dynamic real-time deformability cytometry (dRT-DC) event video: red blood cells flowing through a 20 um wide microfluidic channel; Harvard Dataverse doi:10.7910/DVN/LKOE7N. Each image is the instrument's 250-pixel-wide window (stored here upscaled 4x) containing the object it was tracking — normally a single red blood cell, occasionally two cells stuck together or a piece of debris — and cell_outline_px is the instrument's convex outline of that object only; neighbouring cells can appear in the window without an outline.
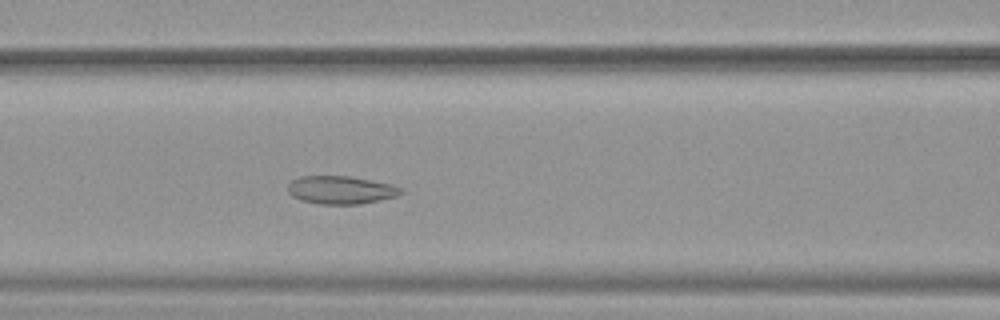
{"species": "common noctule bat (a hibernating species)", "species_latin": "Nyctalus noctula", "temperature_condition": "warm", "stored_images_in_passage": 44, "camera_frame_rate_fps": 3000, "um_per_image_px": 0.085, "animal": {"sex": "female", "body_mass_g": 19.9}, "frame": {"image": 1, "passage_image": 20, "time_ms": 6.333, "image_size_px": [1000, 320], "cell_outline_px": [[404, 192], [396, 196], [380, 200], [360, 204], [320, 204], [300, 200], [292, 196], [288, 192], [288, 184], [292, 180], [300, 176], [348, 176], [392, 184], [404, 188]], "centroid_in_image_um": [28.98, 16.15], "position_along_channel_um": 137.6, "area_um2": 18.55}}
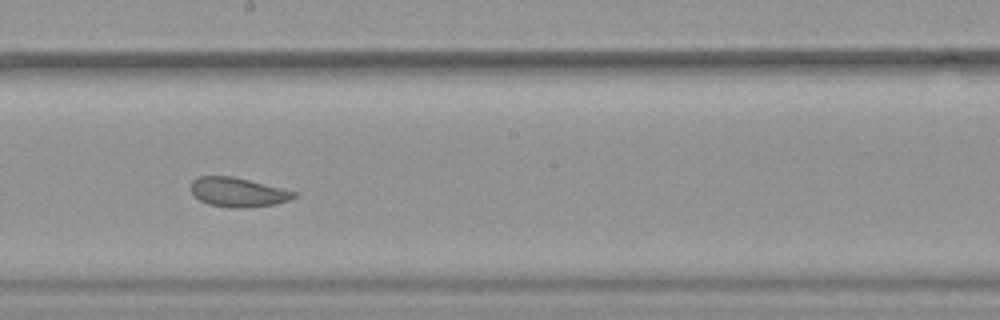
{"frame": {"image": 2, "passage_image": 27, "time_ms": 8.667, "image_size_px": [1000, 320], "cell_outline_px": [[296, 196], [288, 200], [276, 204], [236, 208], [208, 204], [200, 200], [192, 192], [192, 180], [200, 176], [232, 176], [296, 192]], "centroid_in_image_um": [20.2, 16.33], "position_along_channel_um": 228.0, "area_um2": 17.11}}
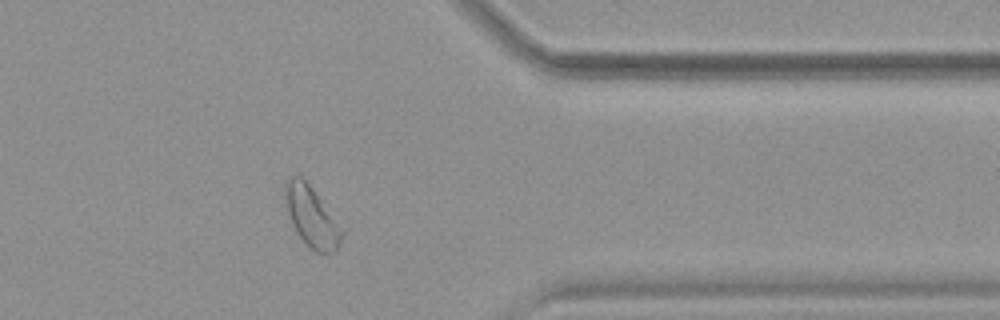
{"frame": {"image": 3, "passage_image": 40, "time_ms": 13.0, "image_size_px": [1000, 320], "cell_outline_px": [[344, 232], [336, 252], [316, 252], [296, 232], [292, 224], [284, 200], [284, 184], [292, 176], [300, 176], [312, 188]], "centroid_in_image_um": [26.46, 18.41], "position_along_channel_um": 384.9, "area_um2": 19.31}}